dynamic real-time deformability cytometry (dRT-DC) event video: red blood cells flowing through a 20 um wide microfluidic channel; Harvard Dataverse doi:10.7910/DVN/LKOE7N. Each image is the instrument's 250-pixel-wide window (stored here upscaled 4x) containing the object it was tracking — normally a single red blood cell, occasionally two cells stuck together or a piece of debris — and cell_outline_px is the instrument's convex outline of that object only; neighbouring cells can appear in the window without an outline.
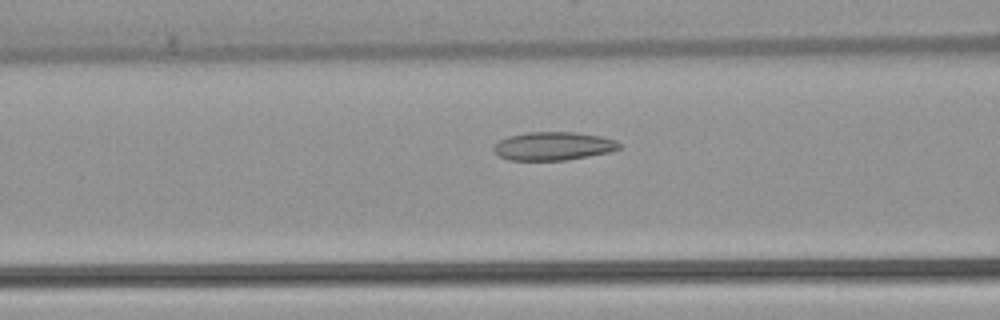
{"species": "common noctule bat (a hibernating species)", "species_latin": "Nyctalus noctula", "temperature_condition": "warm", "stored_images_in_passage": 24, "camera_frame_rate_fps": 3000, "um_per_image_px": 0.085, "animal": {"sex": "female", "body_mass_g": 22.7, "forearm_length_mm": 54.2}, "frame": {"image": 1, "passage_image": 9, "time_ms": 2.667, "image_size_px": [1000, 320], "cell_outline_px": [[620, 148], [608, 152], [564, 160], [508, 160], [500, 156], [492, 148], [500, 140], [508, 136], [528, 132], [576, 132], [600, 136], [616, 140], [620, 144]], "centroid_in_image_um": [47.02, 12.41], "position_along_channel_um": 119.6, "area_um2": 20.52}}
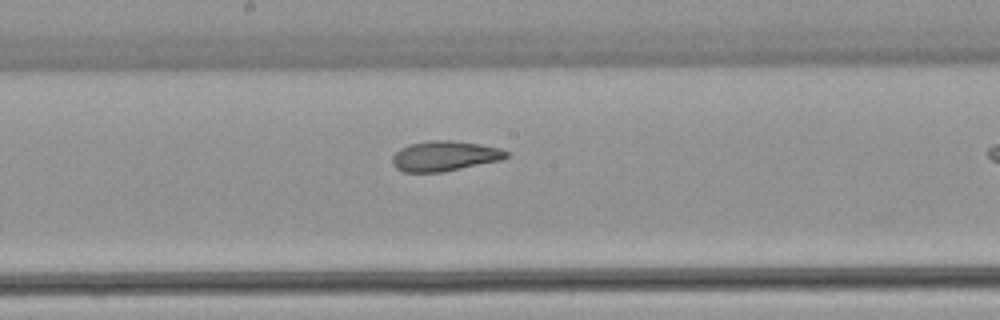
{"frame": {"image": 2, "passage_image": 16, "time_ms": 5.0, "image_size_px": [1000, 320], "cell_outline_px": [[508, 156], [500, 160], [444, 172], [404, 172], [396, 168], [392, 164], [392, 156], [400, 148], [408, 144], [428, 140], [452, 140], [480, 144], [500, 148], [508, 152]], "centroid_in_image_um": [37.76, 13.25], "position_along_channel_um": 210.4, "area_um2": 20.11}}
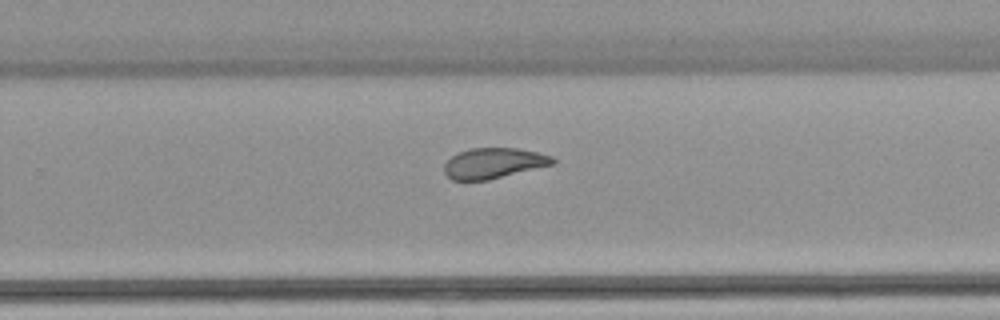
{"frame": {"image": 3, "passage_image": 22, "time_ms": 7.0, "image_size_px": [1000, 320], "cell_outline_px": [[556, 160], [552, 164], [488, 180], [452, 180], [444, 172], [444, 164], [452, 156], [468, 148], [516, 148], [536, 152], [552, 156]], "centroid_in_image_um": [41.93, 13.86], "position_along_channel_um": 287.9, "area_um2": 19.02}}